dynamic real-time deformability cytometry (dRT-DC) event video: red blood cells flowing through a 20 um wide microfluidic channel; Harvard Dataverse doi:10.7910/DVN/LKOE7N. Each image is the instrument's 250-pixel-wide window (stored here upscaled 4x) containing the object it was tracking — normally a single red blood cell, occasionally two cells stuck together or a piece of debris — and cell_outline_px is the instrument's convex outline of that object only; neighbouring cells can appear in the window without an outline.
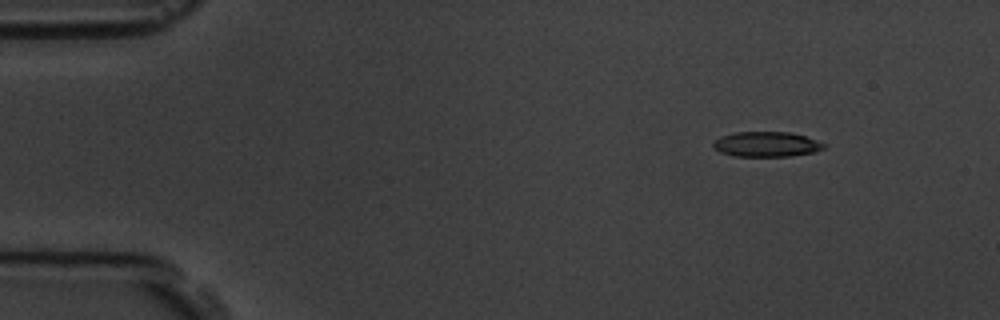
{"species": "common noctule bat (a hibernating species)", "species_latin": "Nyctalus noctula", "temperature_condition": "room temperature", "stored_images_in_passage": 6, "camera_frame_rate_fps": 3000, "um_per_image_px": 0.085, "animal": {"sex": "male", "body_mass_g": 19.5, "forearm_length_mm": 54.6}, "frame": {"image": 1, "passage_image": 2, "time_ms": 1.0, "image_size_px": [1000, 320], "cell_outline_px": [[828, 144], [824, 148], [812, 152], [792, 156], [736, 156], [720, 152], [712, 144], [720, 136], [736, 132], [788, 132], [804, 136]], "centroid_in_image_um": [65.16, 12.26], "position_along_channel_um": 19.8, "area_um2": 16.01}}
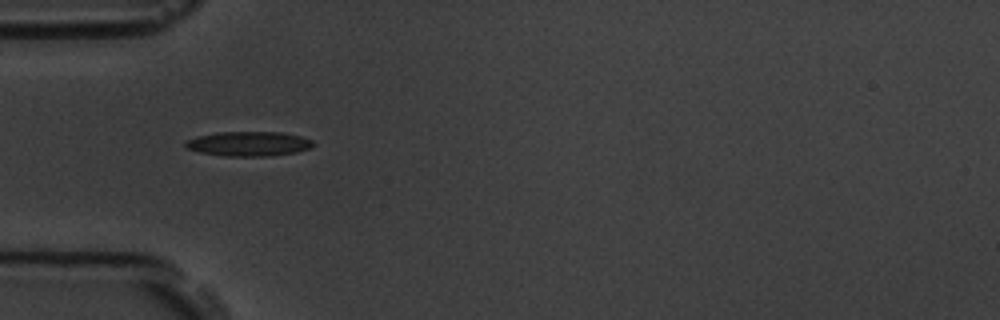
{"frame": {"image": 2, "passage_image": 5, "time_ms": 4.667, "image_size_px": [1000, 320], "cell_outline_px": [[316, 144], [312, 148], [296, 152], [268, 156], [224, 156], [200, 152], [188, 148], [184, 144], [188, 140], [196, 136], [220, 132], [280, 132], [300, 136], [312, 140]], "centroid_in_image_um": [21.18, 12.22], "position_along_channel_um": 63.8, "area_um2": 18.26}}
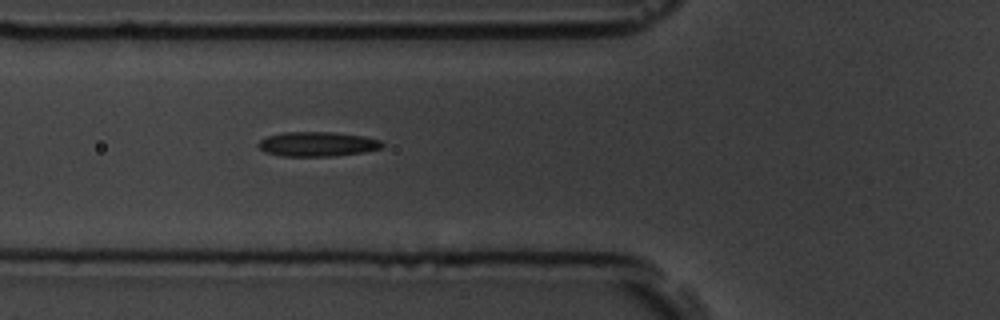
{"frame": {"image": 3, "passage_image": 6, "time_ms": 5.667, "image_size_px": [1000, 320], "cell_outline_px": [[384, 144], [380, 148], [364, 152], [332, 156], [280, 156], [264, 152], [256, 144], [260, 140], [268, 136], [284, 132], [332, 132], [364, 136], [380, 140]], "centroid_in_image_um": [26.95, 12.25], "position_along_channel_um": 98.8, "area_um2": 17.74}}